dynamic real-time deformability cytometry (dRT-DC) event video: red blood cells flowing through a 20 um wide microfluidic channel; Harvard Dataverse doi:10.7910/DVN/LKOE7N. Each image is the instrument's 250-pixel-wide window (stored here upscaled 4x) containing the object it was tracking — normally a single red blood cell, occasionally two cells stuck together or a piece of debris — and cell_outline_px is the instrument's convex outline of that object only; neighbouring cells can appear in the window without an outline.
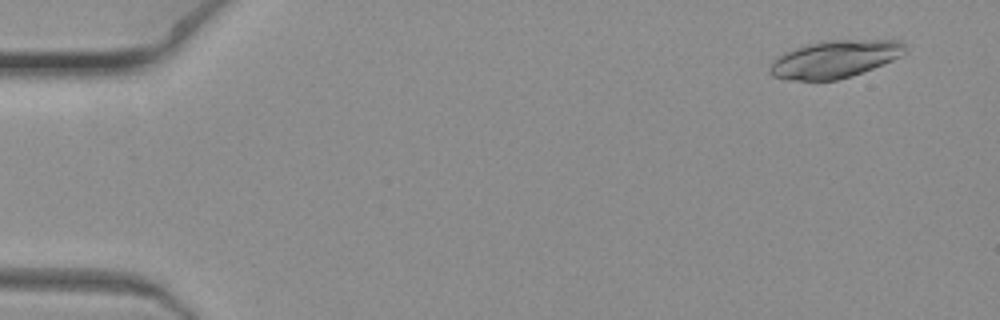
{"species": "common noctule bat (a hibernating species)", "species_latin": "Nyctalus noctula", "temperature_condition": "warm", "stored_images_in_passage": 7, "camera_frame_rate_fps": 3000, "um_per_image_px": 0.085, "animal": {"sex": "female", "body_mass_g": 19.3, "forearm_length_mm": 54.1}, "frame": {"image": 1, "passage_image": 1, "time_ms": 0.0, "image_size_px": [1000, 320], "cell_outline_px": [[908, 48], [900, 56], [892, 60], [852, 76], [836, 80], [788, 80], [772, 76], [768, 72], [768, 68], [772, 60], [776, 56], [784, 52], [796, 48], [824, 40], [900, 40]], "centroid_in_image_um": [70.91, 5.03], "position_along_channel_um": 14.1, "area_um2": 29.54}}